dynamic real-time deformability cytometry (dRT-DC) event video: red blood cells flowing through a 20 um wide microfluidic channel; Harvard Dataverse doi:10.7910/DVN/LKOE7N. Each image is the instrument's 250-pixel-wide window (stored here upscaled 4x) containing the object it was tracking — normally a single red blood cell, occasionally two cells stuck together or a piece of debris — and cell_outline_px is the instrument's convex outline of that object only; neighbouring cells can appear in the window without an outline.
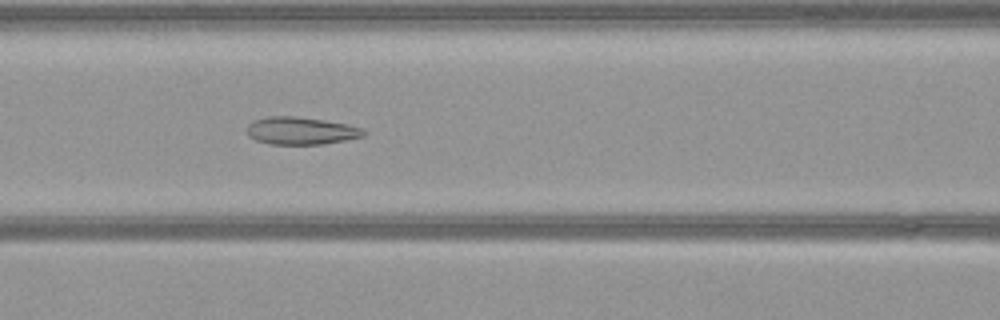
{"species": "common noctule bat (a hibernating species)", "species_latin": "Nyctalus noctula", "temperature_condition": "warm", "stored_images_in_passage": 46, "camera_frame_rate_fps": 3000, "um_per_image_px": 0.085, "animal": {"sex": "female", "body_mass_g": 21.9}, "frame": {"image": 1, "passage_image": 15, "time_ms": 4.667, "image_size_px": [1000, 320], "cell_outline_px": [[368, 132], [364, 136], [324, 144], [268, 144], [256, 140], [248, 136], [248, 124], [252, 120], [268, 116], [296, 116], [324, 120], [348, 124], [364, 128]], "centroid_in_image_um": [25.6, 11.11], "position_along_channel_um": 141.0, "area_um2": 18.9}}
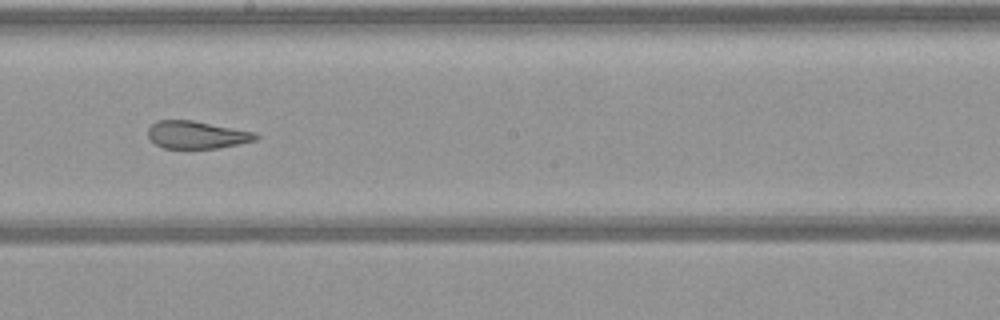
{"frame": {"image": 2, "passage_image": 22, "time_ms": 7.0, "image_size_px": [1000, 320], "cell_outline_px": [[260, 136], [256, 140], [220, 148], [164, 148], [156, 144], [148, 136], [148, 128], [156, 120], [192, 120], [256, 132]], "centroid_in_image_um": [16.74, 11.45], "position_along_channel_um": 231.5, "area_um2": 17.34}}
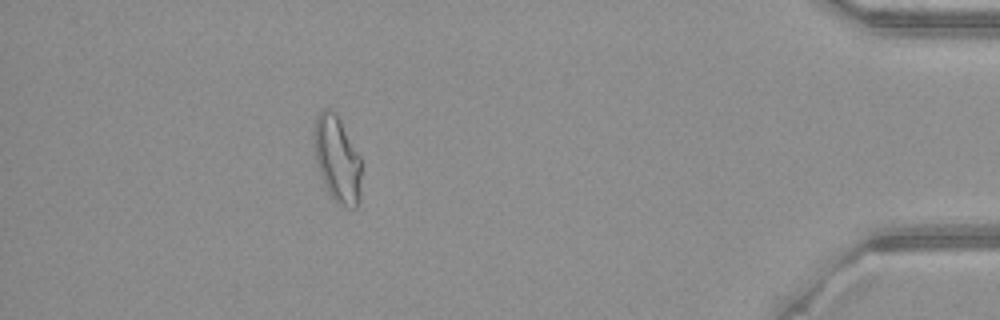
{"frame": {"image": 3, "passage_image": 40, "time_ms": 13.0, "image_size_px": [1000, 320], "cell_outline_px": [[360, 200], [356, 208], [344, 208], [336, 204], [328, 196], [316, 160], [312, 136], [312, 132], [316, 116], [324, 108], [328, 108], [336, 116], [360, 156]], "centroid_in_image_um": [28.63, 13.61], "position_along_channel_um": 406.6, "area_um2": 23.87}}